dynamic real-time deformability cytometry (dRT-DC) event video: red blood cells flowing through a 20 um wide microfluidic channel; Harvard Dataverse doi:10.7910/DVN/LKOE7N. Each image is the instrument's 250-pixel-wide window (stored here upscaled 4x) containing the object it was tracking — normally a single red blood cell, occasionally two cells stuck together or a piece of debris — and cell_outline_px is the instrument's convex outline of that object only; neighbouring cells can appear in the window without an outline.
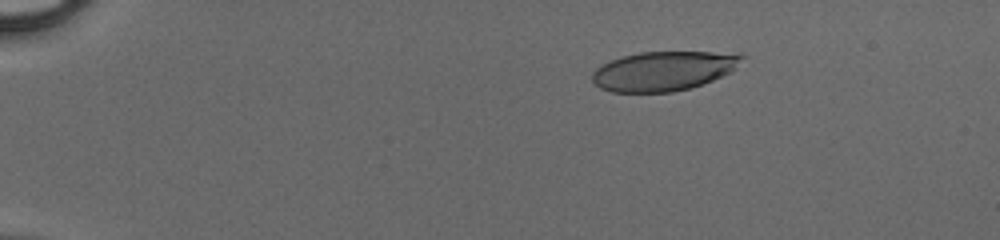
{"species": "human", "species_latin": "Homo sapiens", "temperature_condition": "cold", "stored_images_in_passage": 41, "camera_frame_rate_fps": 3000, "um_per_image_px": 0.085, "donor": {"sex": "male"}, "frame": {"image": 1, "passage_image": 1, "time_ms": 0.0, "image_size_px": [1000, 240], "cell_outline_px": [[744, 56], [728, 72], [712, 80], [688, 88], [672, 92], [612, 92], [600, 88], [592, 80], [592, 72], [596, 68], [612, 60], [624, 56], [640, 52], [712, 52]], "centroid_in_image_um": [56.29, 6.04], "position_along_channel_um": 28.7, "area_um2": 33.47}}
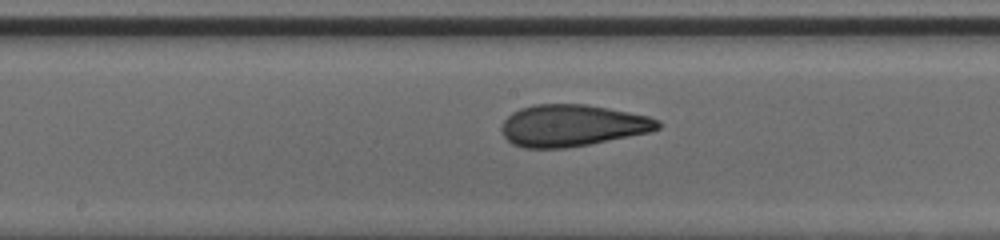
{"frame": {"image": 2, "passage_image": 20, "time_ms": 6.333, "image_size_px": [1000, 240], "cell_outline_px": [[660, 128], [652, 132], [588, 144], [564, 148], [524, 148], [512, 144], [504, 136], [500, 128], [504, 120], [512, 112], [520, 108], [532, 104], [584, 104], [608, 108], [648, 116], [660, 120]], "centroid_in_image_um": [48.63, 10.66], "position_along_channel_um": 199.6, "area_um2": 38.09}}
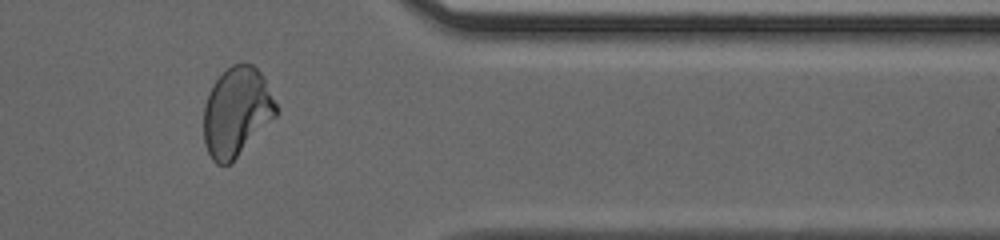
{"frame": {"image": 3, "passage_image": 34, "time_ms": 11.0, "image_size_px": [1000, 240], "cell_outline_px": [[276, 116], [228, 164], [216, 164], [212, 160], [204, 144], [204, 104], [208, 92], [212, 84], [232, 64], [252, 64], [264, 76], [276, 104]], "centroid_in_image_um": [20.08, 9.48], "position_along_channel_um": 391.3, "area_um2": 37.05}}